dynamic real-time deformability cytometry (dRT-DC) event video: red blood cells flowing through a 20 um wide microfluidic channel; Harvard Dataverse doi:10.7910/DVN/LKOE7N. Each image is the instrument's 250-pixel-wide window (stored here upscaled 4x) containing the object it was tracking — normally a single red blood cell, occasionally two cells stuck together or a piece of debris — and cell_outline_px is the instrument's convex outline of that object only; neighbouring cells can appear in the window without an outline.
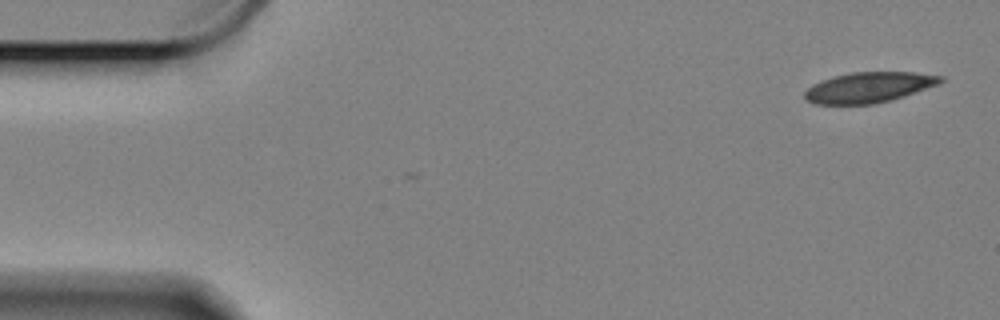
{"species": "Egyptian fruit bat (a non-hibernating species)", "species_latin": "Rousettus aegyptiacus", "temperature_condition": "cold", "stored_images_in_passage": 2, "camera_frame_rate_fps": 3000, "um_per_image_px": 0.085, "animal": {"sex": "female"}, "frame": {"image": 1, "passage_image": 2, "time_ms": 0.333, "image_size_px": [1000, 320], "cell_outline_px": [[944, 80], [940, 84], [904, 96], [872, 104], [812, 104], [804, 100], [804, 92], [812, 84], [836, 76], [852, 72], [912, 72], [944, 76]], "centroid_in_image_um": [73.85, 7.43], "position_along_channel_um": 11.1, "area_um2": 24.04}}